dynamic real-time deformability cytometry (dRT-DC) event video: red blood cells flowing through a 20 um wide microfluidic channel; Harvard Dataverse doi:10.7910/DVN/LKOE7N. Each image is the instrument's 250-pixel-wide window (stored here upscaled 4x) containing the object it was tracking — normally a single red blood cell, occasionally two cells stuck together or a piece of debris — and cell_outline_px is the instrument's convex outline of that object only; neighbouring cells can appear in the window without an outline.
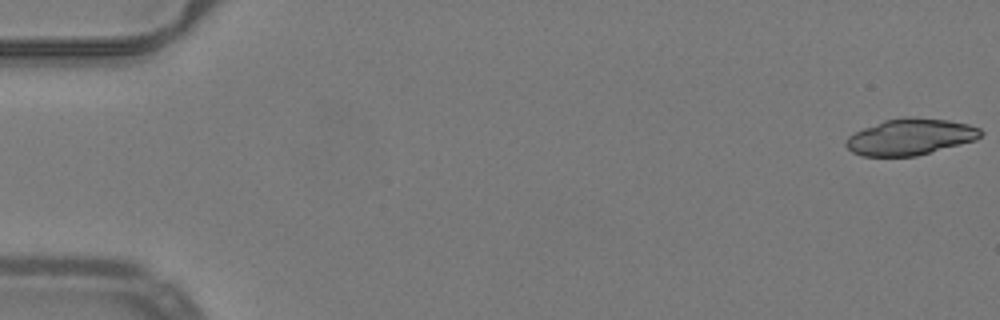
{"species": "common noctule bat (a hibernating species)", "species_latin": "Nyctalus noctula", "temperature_condition": "warm", "stored_images_in_passage": 52, "segment_of_instrument_passage": [1, 2], "camera_frame_rate_fps": 3000, "um_per_image_px": 0.085, "animal": {"sex": "male", "body_mass_g": 19.2, "forearm_length_mm": 51.8}, "frame": {"image": 1, "passage_image": 1, "time_ms": 0.0, "image_size_px": [1000, 320], "cell_outline_px": [[984, 132], [976, 140], [916, 156], [860, 156], [852, 152], [844, 144], [848, 136], [864, 128], [884, 120], [904, 116], [908, 116], [948, 120], [968, 124], [980, 128]], "centroid_in_image_um": [77.38, 11.63], "position_along_channel_um": 7.6, "area_um2": 28.55}}